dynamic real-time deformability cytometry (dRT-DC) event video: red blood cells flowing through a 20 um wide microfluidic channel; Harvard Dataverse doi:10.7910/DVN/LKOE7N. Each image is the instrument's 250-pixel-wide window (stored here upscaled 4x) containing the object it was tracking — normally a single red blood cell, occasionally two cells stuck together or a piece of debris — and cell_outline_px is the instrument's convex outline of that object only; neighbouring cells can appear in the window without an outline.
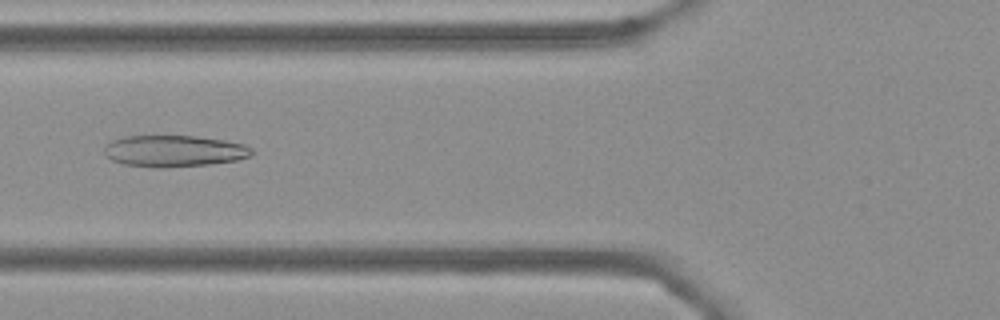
{"species": "Egyptian fruit bat (a non-hibernating species)", "species_latin": "Rousettus aegyptiacus", "temperature_condition": "cold", "stored_images_in_passage": 48, "camera_frame_rate_fps": 3000, "um_per_image_px": 0.085, "frame": {"image": 1, "passage_image": 14, "time_ms": 4.333, "image_size_px": [1000, 320], "cell_outline_px": [[252, 156], [236, 160], [208, 164], [160, 168], [156, 168], [124, 164], [112, 160], [104, 152], [104, 148], [112, 140], [124, 136], [196, 136], [224, 140], [244, 144], [252, 148]], "centroid_in_image_um": [14.81, 12.83], "position_along_channel_um": 111.0, "area_um2": 26.99}}
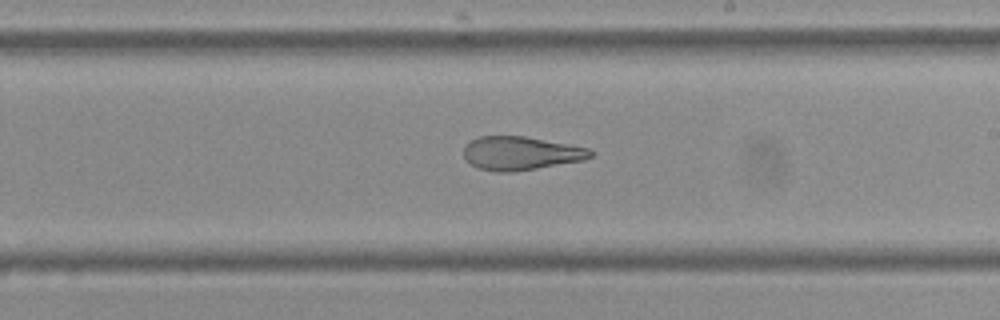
{"frame": {"image": 2, "passage_image": 25, "time_ms": 8.0, "image_size_px": [1000, 320], "cell_outline_px": [[596, 152], [592, 156], [584, 160], [512, 172], [496, 172], [476, 168], [464, 156], [464, 148], [472, 140], [480, 136], [524, 136], [568, 144], [588, 148]], "centroid_in_image_um": [44.28, 13.03], "position_along_channel_um": 244.7, "area_um2": 24.62}}
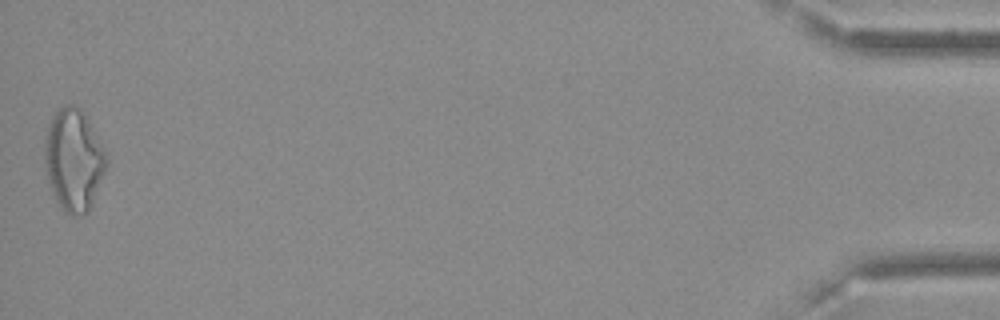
{"frame": {"image": 3, "passage_image": 48, "time_ms": 15.667, "image_size_px": [1000, 320], "cell_outline_px": [[108, 160], [104, 172], [92, 204], [88, 212], [72, 216], [64, 212], [52, 188], [48, 176], [44, 160], [44, 140], [52, 116], [64, 104], [72, 104], [80, 108], [108, 152]], "centroid_in_image_um": [6.29, 13.56], "position_along_channel_um": 428.9, "area_um2": 36.3}, "authors_computed_cell_mechanics": {"area_um2": 27.455, "velocity_mm_per_s": 3.6369, "shape_relaxation_time_tau1_ms": null, "shape_relaxation_time_tau2_ms": 2.8603, "deformation_change_tau1": null, "deformation_change_tau2": 0.1233}}